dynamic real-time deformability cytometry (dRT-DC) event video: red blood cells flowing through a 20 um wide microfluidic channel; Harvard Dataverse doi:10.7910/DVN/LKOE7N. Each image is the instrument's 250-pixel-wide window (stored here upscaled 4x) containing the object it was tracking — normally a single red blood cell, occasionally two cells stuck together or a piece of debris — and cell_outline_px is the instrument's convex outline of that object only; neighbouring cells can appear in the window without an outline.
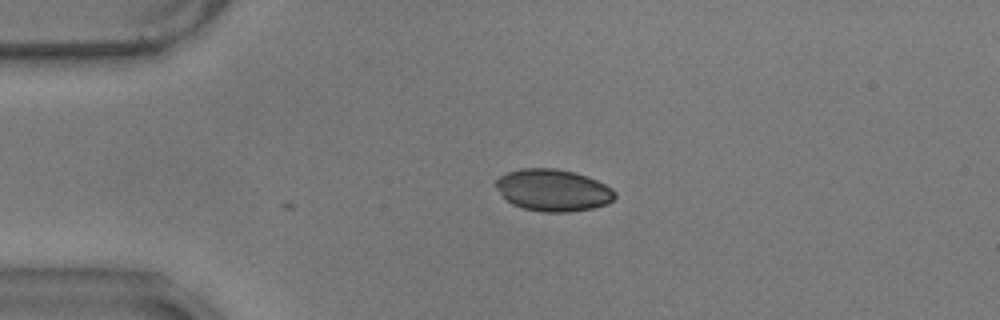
{"species": "common noctule bat (a hibernating species)", "species_latin": "Nyctalus noctula", "temperature_condition": "warm", "stored_images_in_passage": 23, "camera_frame_rate_fps": 3000, "um_per_image_px": 0.085, "animal": {"sex": "male", "body_mass_g": 17.9}, "frame": {"image": 1, "passage_image": 1, "time_ms": 0.0, "image_size_px": [1000, 320], "cell_outline_px": [[616, 196], [608, 204], [592, 208], [568, 212], [540, 212], [524, 208], [512, 204], [496, 188], [496, 180], [500, 176], [508, 172], [520, 168], [556, 168], [572, 172], [596, 180], [612, 188], [616, 192]], "centroid_in_image_um": [47.01, 16.17], "position_along_channel_um": 38.0, "area_um2": 28.9}}
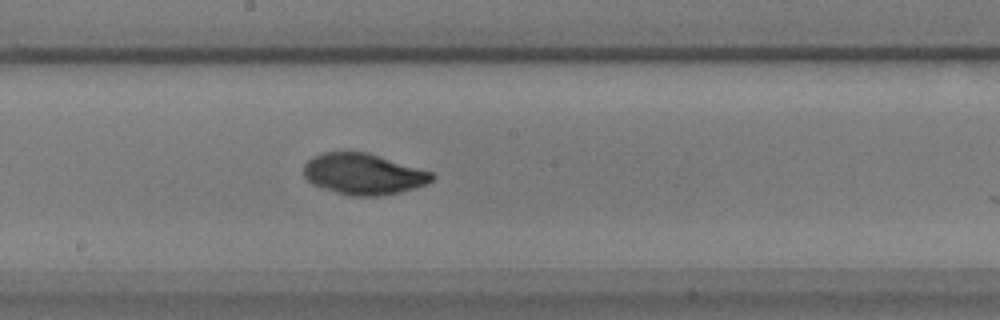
{"frame": {"image": 2, "passage_image": 19, "time_ms": 6.0, "image_size_px": [1000, 320], "cell_outline_px": [[436, 176], [432, 180], [416, 188], [400, 192], [376, 196], [352, 196], [336, 192], [312, 184], [304, 176], [304, 164], [312, 156], [324, 152], [368, 152], [432, 172]], "centroid_in_image_um": [30.88, 14.79], "position_along_channel_um": 217.3, "area_um2": 30.58}}